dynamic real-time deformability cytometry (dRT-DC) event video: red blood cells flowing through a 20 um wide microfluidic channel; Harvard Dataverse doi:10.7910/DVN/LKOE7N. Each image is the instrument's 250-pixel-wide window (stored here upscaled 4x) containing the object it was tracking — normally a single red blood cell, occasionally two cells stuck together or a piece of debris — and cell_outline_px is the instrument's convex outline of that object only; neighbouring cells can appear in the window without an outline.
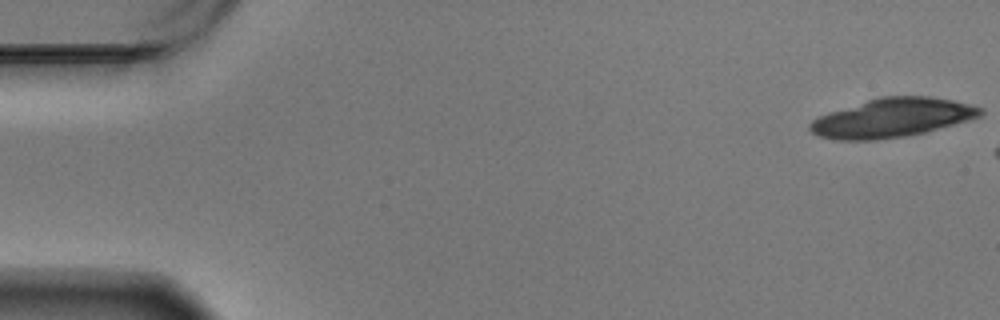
{"species": "Egyptian fruit bat (a non-hibernating species)", "species_latin": "Rousettus aegyptiacus", "temperature_condition": "warm", "stored_images_in_passage": 7, "camera_frame_rate_fps": 3000, "um_per_image_px": 0.085, "animal": {"sex": "male"}, "frame": {"image": 1, "passage_image": 1, "time_ms": 0.0, "image_size_px": [1000, 320], "cell_outline_px": [[984, 112], [980, 116], [968, 120], [924, 132], [904, 136], [872, 140], [840, 140], [820, 136], [812, 132], [808, 128], [808, 124], [812, 120], [828, 112], [880, 96], [932, 96], [952, 100], [984, 108]], "centroid_in_image_um": [75.82, 10.0], "position_along_channel_um": 9.2, "area_um2": 38.38}}